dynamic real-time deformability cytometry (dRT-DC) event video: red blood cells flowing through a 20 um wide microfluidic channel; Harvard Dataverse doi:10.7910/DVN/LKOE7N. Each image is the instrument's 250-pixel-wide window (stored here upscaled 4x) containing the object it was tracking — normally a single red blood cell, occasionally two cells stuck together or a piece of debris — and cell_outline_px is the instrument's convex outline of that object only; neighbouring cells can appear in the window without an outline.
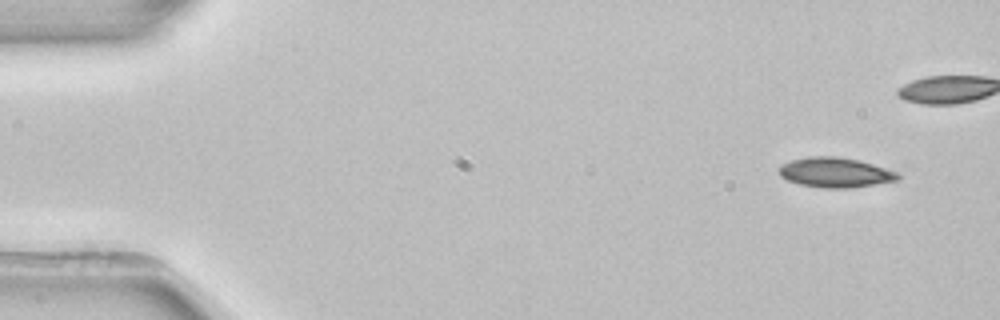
{"species": "common noctule bat (a hibernating species)", "species_latin": "Nyctalus noctula", "temperature_condition": "room temperature", "stored_images_in_passage": 4, "camera_frame_rate_fps": 3000, "um_per_image_px": 0.085, "animal": {"sex": "female", "body_mass_g": 22.7, "forearm_length_mm": 54.2}, "frame": {"image": 1, "passage_image": 1, "time_ms": 0.0, "image_size_px": [1000, 320], "cell_outline_px": [[900, 180], [848, 188], [820, 188], [800, 184], [788, 180], [780, 176], [776, 168], [780, 164], [792, 160], [808, 156], [836, 156], [860, 160], [896, 172], [900, 176]], "centroid_in_image_um": [70.94, 14.65], "position_along_channel_um": 14.1, "area_um2": 20.81}}
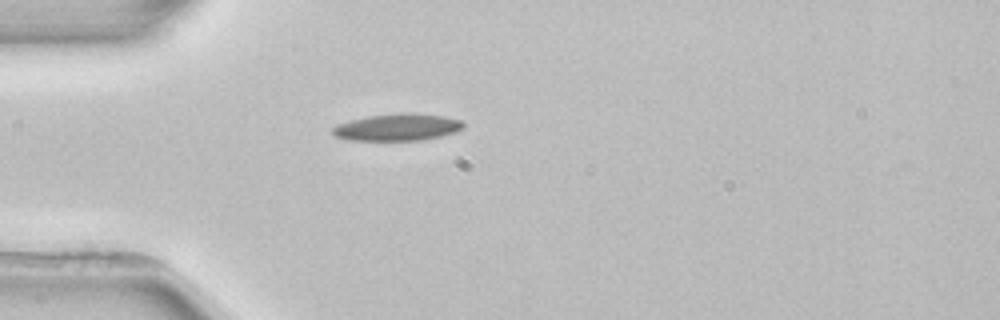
{"frame": {"image": 2, "passage_image": 4, "time_ms": 1.0, "image_size_px": [1000, 320], "cell_outline_px": [[464, 128], [456, 132], [440, 136], [420, 140], [348, 140], [336, 136], [332, 132], [332, 128], [336, 124], [368, 116], [400, 112], [412, 112], [444, 116], [464, 120]], "centroid_in_image_um": [33.82, 10.8], "position_along_channel_um": 51.2, "area_um2": 20.75}}